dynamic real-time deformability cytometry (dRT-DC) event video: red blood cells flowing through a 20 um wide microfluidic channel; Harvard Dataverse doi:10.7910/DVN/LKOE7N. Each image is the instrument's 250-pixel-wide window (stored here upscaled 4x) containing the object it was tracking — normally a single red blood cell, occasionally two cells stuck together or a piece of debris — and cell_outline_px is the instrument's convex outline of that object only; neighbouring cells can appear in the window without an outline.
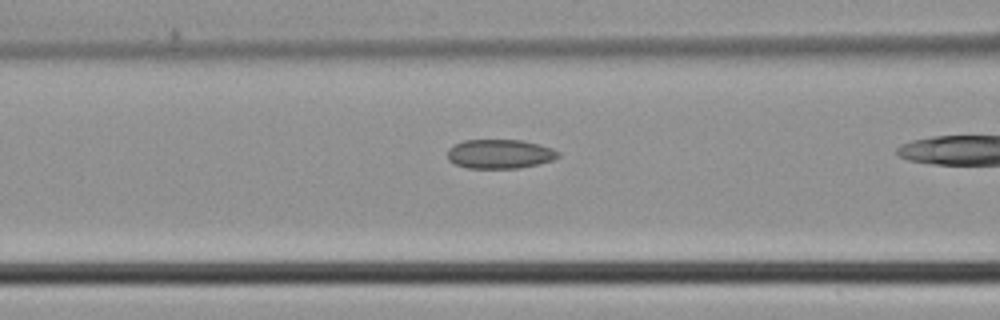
{"species": "common noctule bat (a hibernating species)", "species_latin": "Nyctalus noctula", "temperature_condition": "cold", "stored_images_in_passage": 12, "camera_frame_rate_fps": 3000, "um_per_image_px": 0.085, "animal": {"sex": "male", "body_mass_g": 21.5, "forearm_length_mm": 52.0}, "frame": {"image": 1, "passage_image": 6, "time_ms": 1.667, "image_size_px": [1000, 320], "cell_outline_px": [[560, 156], [552, 160], [520, 168], [468, 168], [456, 164], [448, 160], [448, 148], [452, 144], [464, 140], [524, 140], [552, 148], [560, 152]], "centroid_in_image_um": [42.47, 13.08], "position_along_channel_um": 124.1, "area_um2": 18.9}}